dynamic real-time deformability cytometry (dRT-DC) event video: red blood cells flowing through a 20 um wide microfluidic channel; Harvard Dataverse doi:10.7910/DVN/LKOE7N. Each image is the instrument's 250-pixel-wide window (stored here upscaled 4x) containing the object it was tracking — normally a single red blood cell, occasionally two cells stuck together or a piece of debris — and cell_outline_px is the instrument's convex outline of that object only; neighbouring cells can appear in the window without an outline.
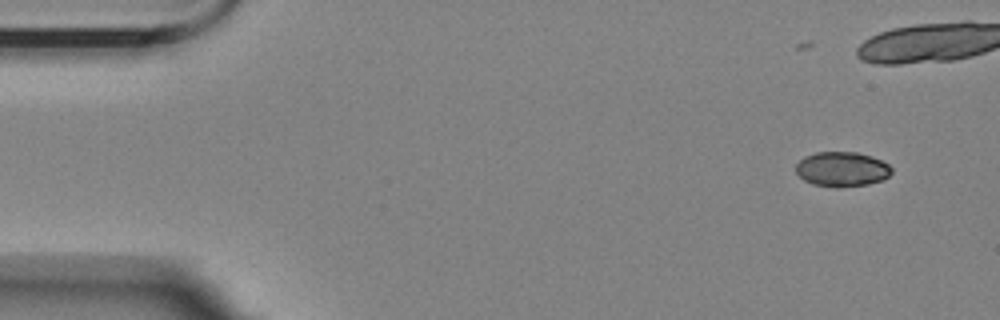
{"species": "Egyptian fruit bat (a non-hibernating species)", "species_latin": "Rousettus aegyptiacus", "temperature_condition": "room temperature", "stored_images_in_passage": 6, "camera_frame_rate_fps": 3000, "um_per_image_px": 0.085, "animal": {"sex": "female"}, "frame": {"image": 1, "passage_image": 1, "time_ms": 0.0, "image_size_px": [1000, 320], "cell_outline_px": [[892, 172], [884, 180], [868, 184], [836, 188], [812, 184], [804, 180], [796, 172], [796, 164], [804, 156], [816, 152], [856, 152], [872, 156], [888, 164], [892, 168]], "centroid_in_image_um": [71.57, 14.38], "position_along_channel_um": 13.4, "area_um2": 19.54}}